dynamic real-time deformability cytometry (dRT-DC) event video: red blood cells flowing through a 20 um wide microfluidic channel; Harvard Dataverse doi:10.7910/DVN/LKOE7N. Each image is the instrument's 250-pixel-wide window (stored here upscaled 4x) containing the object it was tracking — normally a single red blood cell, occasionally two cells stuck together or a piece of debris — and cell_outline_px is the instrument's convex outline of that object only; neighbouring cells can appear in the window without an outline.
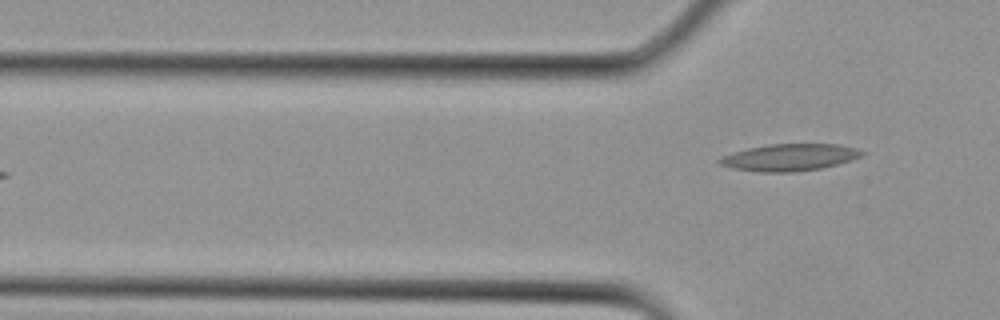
{"species": "Egyptian fruit bat (a non-hibernating species)", "species_latin": "Rousettus aegyptiacus", "temperature_condition": "cold", "stored_images_in_passage": 4, "camera_frame_rate_fps": 3000, "um_per_image_px": 0.085, "animal": {"sex": "female"}, "frame": {"image": 1, "passage_image": 4, "time_ms": 1.0, "image_size_px": [1000, 320], "cell_outline_px": [[864, 152], [860, 156], [852, 160], [820, 168], [792, 172], [760, 172], [732, 168], [720, 164], [716, 160], [724, 156], [748, 148], [768, 144], [840, 144], [856, 148]], "centroid_in_image_um": [67.12, 13.37], "position_along_channel_um": 58.7, "area_um2": 22.08}}